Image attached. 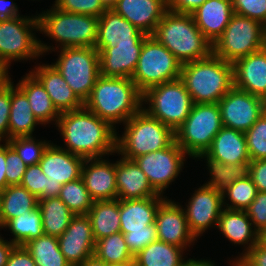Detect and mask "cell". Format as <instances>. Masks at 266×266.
<instances>
[{
    "instance_id": "9a60e30c",
    "label": "cell",
    "mask_w": 266,
    "mask_h": 266,
    "mask_svg": "<svg viewBox=\"0 0 266 266\" xmlns=\"http://www.w3.org/2000/svg\"><path fill=\"white\" fill-rule=\"evenodd\" d=\"M186 207L183 210L188 227L197 238L210 227H217L219 216L224 209L222 193L203 184L195 190Z\"/></svg>"
},
{
    "instance_id": "d6986e66",
    "label": "cell",
    "mask_w": 266,
    "mask_h": 266,
    "mask_svg": "<svg viewBox=\"0 0 266 266\" xmlns=\"http://www.w3.org/2000/svg\"><path fill=\"white\" fill-rule=\"evenodd\" d=\"M144 41L117 43L98 51L100 75L105 77L132 78Z\"/></svg>"
},
{
    "instance_id": "7c38bea8",
    "label": "cell",
    "mask_w": 266,
    "mask_h": 266,
    "mask_svg": "<svg viewBox=\"0 0 266 266\" xmlns=\"http://www.w3.org/2000/svg\"><path fill=\"white\" fill-rule=\"evenodd\" d=\"M58 49L60 50L59 57L52 65L84 103L100 76L98 51L93 47Z\"/></svg>"
},
{
    "instance_id": "7dc6e473",
    "label": "cell",
    "mask_w": 266,
    "mask_h": 266,
    "mask_svg": "<svg viewBox=\"0 0 266 266\" xmlns=\"http://www.w3.org/2000/svg\"><path fill=\"white\" fill-rule=\"evenodd\" d=\"M6 180L8 185H20L27 165L9 145H6Z\"/></svg>"
},
{
    "instance_id": "a7ac6f4b",
    "label": "cell",
    "mask_w": 266,
    "mask_h": 266,
    "mask_svg": "<svg viewBox=\"0 0 266 266\" xmlns=\"http://www.w3.org/2000/svg\"><path fill=\"white\" fill-rule=\"evenodd\" d=\"M261 240L266 244V236H261Z\"/></svg>"
},
{
    "instance_id": "03108f58",
    "label": "cell",
    "mask_w": 266,
    "mask_h": 266,
    "mask_svg": "<svg viewBox=\"0 0 266 266\" xmlns=\"http://www.w3.org/2000/svg\"><path fill=\"white\" fill-rule=\"evenodd\" d=\"M123 266H138L135 262L123 263Z\"/></svg>"
},
{
    "instance_id": "11a10c76",
    "label": "cell",
    "mask_w": 266,
    "mask_h": 266,
    "mask_svg": "<svg viewBox=\"0 0 266 266\" xmlns=\"http://www.w3.org/2000/svg\"><path fill=\"white\" fill-rule=\"evenodd\" d=\"M206 0H166L167 10L176 13L191 14Z\"/></svg>"
},
{
    "instance_id": "e0dca14e",
    "label": "cell",
    "mask_w": 266,
    "mask_h": 266,
    "mask_svg": "<svg viewBox=\"0 0 266 266\" xmlns=\"http://www.w3.org/2000/svg\"><path fill=\"white\" fill-rule=\"evenodd\" d=\"M183 208L179 203L166 198L157 210L155 224L159 241L185 250L187 246L195 243L196 238L188 227Z\"/></svg>"
},
{
    "instance_id": "1f68e13d",
    "label": "cell",
    "mask_w": 266,
    "mask_h": 266,
    "mask_svg": "<svg viewBox=\"0 0 266 266\" xmlns=\"http://www.w3.org/2000/svg\"><path fill=\"white\" fill-rule=\"evenodd\" d=\"M38 207V198L21 185H9L0 191V228L11 219Z\"/></svg>"
},
{
    "instance_id": "681fc988",
    "label": "cell",
    "mask_w": 266,
    "mask_h": 266,
    "mask_svg": "<svg viewBox=\"0 0 266 266\" xmlns=\"http://www.w3.org/2000/svg\"><path fill=\"white\" fill-rule=\"evenodd\" d=\"M125 242L133 256H136L150 243L157 241V227L152 230H138L124 234Z\"/></svg>"
},
{
    "instance_id": "83f0119b",
    "label": "cell",
    "mask_w": 266,
    "mask_h": 266,
    "mask_svg": "<svg viewBox=\"0 0 266 266\" xmlns=\"http://www.w3.org/2000/svg\"><path fill=\"white\" fill-rule=\"evenodd\" d=\"M217 228L232 243L244 245V247L247 244L244 253L234 261L239 260L261 240V235L254 228L247 212L243 210L224 208L219 216Z\"/></svg>"
},
{
    "instance_id": "ac0fdd59",
    "label": "cell",
    "mask_w": 266,
    "mask_h": 266,
    "mask_svg": "<svg viewBox=\"0 0 266 266\" xmlns=\"http://www.w3.org/2000/svg\"><path fill=\"white\" fill-rule=\"evenodd\" d=\"M85 158L72 154L64 147L49 144L39 162L42 172L57 190L60 186L81 178Z\"/></svg>"
},
{
    "instance_id": "2e32d148",
    "label": "cell",
    "mask_w": 266,
    "mask_h": 266,
    "mask_svg": "<svg viewBox=\"0 0 266 266\" xmlns=\"http://www.w3.org/2000/svg\"><path fill=\"white\" fill-rule=\"evenodd\" d=\"M95 244L87 214L74 215L68 228L58 237L59 249L71 266H77L94 255Z\"/></svg>"
},
{
    "instance_id": "be15d7a7",
    "label": "cell",
    "mask_w": 266,
    "mask_h": 266,
    "mask_svg": "<svg viewBox=\"0 0 266 266\" xmlns=\"http://www.w3.org/2000/svg\"><path fill=\"white\" fill-rule=\"evenodd\" d=\"M107 9H111L117 0H101Z\"/></svg>"
},
{
    "instance_id": "f907efd6",
    "label": "cell",
    "mask_w": 266,
    "mask_h": 266,
    "mask_svg": "<svg viewBox=\"0 0 266 266\" xmlns=\"http://www.w3.org/2000/svg\"><path fill=\"white\" fill-rule=\"evenodd\" d=\"M11 106V80L0 89V140H8V123Z\"/></svg>"
},
{
    "instance_id": "5b68a950",
    "label": "cell",
    "mask_w": 266,
    "mask_h": 266,
    "mask_svg": "<svg viewBox=\"0 0 266 266\" xmlns=\"http://www.w3.org/2000/svg\"><path fill=\"white\" fill-rule=\"evenodd\" d=\"M122 137L116 136V153L128 160L169 147L175 141V132L151 117L144 109L125 123Z\"/></svg>"
},
{
    "instance_id": "52a82bcc",
    "label": "cell",
    "mask_w": 266,
    "mask_h": 266,
    "mask_svg": "<svg viewBox=\"0 0 266 266\" xmlns=\"http://www.w3.org/2000/svg\"><path fill=\"white\" fill-rule=\"evenodd\" d=\"M39 31L38 17L17 16L0 20V64L10 67L11 62L38 58L48 51L58 50L41 43L33 30ZM55 49V50H54Z\"/></svg>"
},
{
    "instance_id": "60d3db41",
    "label": "cell",
    "mask_w": 266,
    "mask_h": 266,
    "mask_svg": "<svg viewBox=\"0 0 266 266\" xmlns=\"http://www.w3.org/2000/svg\"><path fill=\"white\" fill-rule=\"evenodd\" d=\"M256 186L250 176L238 179L222 192L223 207L232 210H243L250 206L257 194ZM226 197L230 203H226Z\"/></svg>"
},
{
    "instance_id": "5bb4252c",
    "label": "cell",
    "mask_w": 266,
    "mask_h": 266,
    "mask_svg": "<svg viewBox=\"0 0 266 266\" xmlns=\"http://www.w3.org/2000/svg\"><path fill=\"white\" fill-rule=\"evenodd\" d=\"M222 125L246 132L266 111L264 99L233 87L218 102Z\"/></svg>"
},
{
    "instance_id": "cb8c5ba5",
    "label": "cell",
    "mask_w": 266,
    "mask_h": 266,
    "mask_svg": "<svg viewBox=\"0 0 266 266\" xmlns=\"http://www.w3.org/2000/svg\"><path fill=\"white\" fill-rule=\"evenodd\" d=\"M147 36L113 9H107L99 17L94 48L101 51L104 47H114L117 43L144 41Z\"/></svg>"
},
{
    "instance_id": "89a4df30",
    "label": "cell",
    "mask_w": 266,
    "mask_h": 266,
    "mask_svg": "<svg viewBox=\"0 0 266 266\" xmlns=\"http://www.w3.org/2000/svg\"><path fill=\"white\" fill-rule=\"evenodd\" d=\"M261 236H266V230L261 234Z\"/></svg>"
},
{
    "instance_id": "c3c4849f",
    "label": "cell",
    "mask_w": 266,
    "mask_h": 266,
    "mask_svg": "<svg viewBox=\"0 0 266 266\" xmlns=\"http://www.w3.org/2000/svg\"><path fill=\"white\" fill-rule=\"evenodd\" d=\"M246 212L254 228L261 235L266 230V192H257Z\"/></svg>"
},
{
    "instance_id": "9c48e42d",
    "label": "cell",
    "mask_w": 266,
    "mask_h": 266,
    "mask_svg": "<svg viewBox=\"0 0 266 266\" xmlns=\"http://www.w3.org/2000/svg\"><path fill=\"white\" fill-rule=\"evenodd\" d=\"M142 102L149 103L148 108L142 109L174 132L184 123L194 104L180 79L149 88L143 93Z\"/></svg>"
},
{
    "instance_id": "74e56055",
    "label": "cell",
    "mask_w": 266,
    "mask_h": 266,
    "mask_svg": "<svg viewBox=\"0 0 266 266\" xmlns=\"http://www.w3.org/2000/svg\"><path fill=\"white\" fill-rule=\"evenodd\" d=\"M2 228H8L13 234L14 237L10 241L14 245L24 246L30 240L44 234L42 216L38 207L9 220Z\"/></svg>"
},
{
    "instance_id": "003e7915",
    "label": "cell",
    "mask_w": 266,
    "mask_h": 266,
    "mask_svg": "<svg viewBox=\"0 0 266 266\" xmlns=\"http://www.w3.org/2000/svg\"><path fill=\"white\" fill-rule=\"evenodd\" d=\"M107 266H123V264H107Z\"/></svg>"
},
{
    "instance_id": "db71d44e",
    "label": "cell",
    "mask_w": 266,
    "mask_h": 266,
    "mask_svg": "<svg viewBox=\"0 0 266 266\" xmlns=\"http://www.w3.org/2000/svg\"><path fill=\"white\" fill-rule=\"evenodd\" d=\"M5 266H36V264L24 246L15 245Z\"/></svg>"
},
{
    "instance_id": "816d5d0a",
    "label": "cell",
    "mask_w": 266,
    "mask_h": 266,
    "mask_svg": "<svg viewBox=\"0 0 266 266\" xmlns=\"http://www.w3.org/2000/svg\"><path fill=\"white\" fill-rule=\"evenodd\" d=\"M238 261L243 266H266V244L260 240Z\"/></svg>"
},
{
    "instance_id": "6f0895ef",
    "label": "cell",
    "mask_w": 266,
    "mask_h": 266,
    "mask_svg": "<svg viewBox=\"0 0 266 266\" xmlns=\"http://www.w3.org/2000/svg\"><path fill=\"white\" fill-rule=\"evenodd\" d=\"M5 144H0V191L8 187L9 185L7 184L6 180V145L7 140H4ZM1 143V140H0Z\"/></svg>"
},
{
    "instance_id": "f1b7e54d",
    "label": "cell",
    "mask_w": 266,
    "mask_h": 266,
    "mask_svg": "<svg viewBox=\"0 0 266 266\" xmlns=\"http://www.w3.org/2000/svg\"><path fill=\"white\" fill-rule=\"evenodd\" d=\"M206 153L224 164L250 162L245 132L222 127Z\"/></svg>"
},
{
    "instance_id": "94428289",
    "label": "cell",
    "mask_w": 266,
    "mask_h": 266,
    "mask_svg": "<svg viewBox=\"0 0 266 266\" xmlns=\"http://www.w3.org/2000/svg\"><path fill=\"white\" fill-rule=\"evenodd\" d=\"M77 266H107V264L94 254Z\"/></svg>"
},
{
    "instance_id": "8d00e7d4",
    "label": "cell",
    "mask_w": 266,
    "mask_h": 266,
    "mask_svg": "<svg viewBox=\"0 0 266 266\" xmlns=\"http://www.w3.org/2000/svg\"><path fill=\"white\" fill-rule=\"evenodd\" d=\"M24 247L36 266H71L59 249L58 237L43 234L27 242Z\"/></svg>"
},
{
    "instance_id": "b9f144b4",
    "label": "cell",
    "mask_w": 266,
    "mask_h": 266,
    "mask_svg": "<svg viewBox=\"0 0 266 266\" xmlns=\"http://www.w3.org/2000/svg\"><path fill=\"white\" fill-rule=\"evenodd\" d=\"M7 143L16 151L27 166L39 164L44 151L50 144L46 140L38 141L33 136L14 137L8 139Z\"/></svg>"
},
{
    "instance_id": "e575fe53",
    "label": "cell",
    "mask_w": 266,
    "mask_h": 266,
    "mask_svg": "<svg viewBox=\"0 0 266 266\" xmlns=\"http://www.w3.org/2000/svg\"><path fill=\"white\" fill-rule=\"evenodd\" d=\"M195 158H206V165L208 166L211 178L209 179L210 181L205 184L215 188L221 193L236 180L244 179L249 176L250 162L230 165L224 164L209 156L206 152L197 155Z\"/></svg>"
},
{
    "instance_id": "91938a15",
    "label": "cell",
    "mask_w": 266,
    "mask_h": 266,
    "mask_svg": "<svg viewBox=\"0 0 266 266\" xmlns=\"http://www.w3.org/2000/svg\"><path fill=\"white\" fill-rule=\"evenodd\" d=\"M181 266H216L213 261L210 260H194V259H189V260H184Z\"/></svg>"
},
{
    "instance_id": "484cf974",
    "label": "cell",
    "mask_w": 266,
    "mask_h": 266,
    "mask_svg": "<svg viewBox=\"0 0 266 266\" xmlns=\"http://www.w3.org/2000/svg\"><path fill=\"white\" fill-rule=\"evenodd\" d=\"M30 72L44 86L55 108L60 113L76 110L84 106V103L77 97L52 64L35 66V70Z\"/></svg>"
},
{
    "instance_id": "4dcf8cb0",
    "label": "cell",
    "mask_w": 266,
    "mask_h": 266,
    "mask_svg": "<svg viewBox=\"0 0 266 266\" xmlns=\"http://www.w3.org/2000/svg\"><path fill=\"white\" fill-rule=\"evenodd\" d=\"M41 123L31 110L26 95L14 86L11 80V106L8 123V139L14 137L32 136L36 125Z\"/></svg>"
},
{
    "instance_id": "e7e4bbea",
    "label": "cell",
    "mask_w": 266,
    "mask_h": 266,
    "mask_svg": "<svg viewBox=\"0 0 266 266\" xmlns=\"http://www.w3.org/2000/svg\"><path fill=\"white\" fill-rule=\"evenodd\" d=\"M231 266H243L238 260L237 261H232L230 262Z\"/></svg>"
},
{
    "instance_id": "f5cc1de1",
    "label": "cell",
    "mask_w": 266,
    "mask_h": 266,
    "mask_svg": "<svg viewBox=\"0 0 266 266\" xmlns=\"http://www.w3.org/2000/svg\"><path fill=\"white\" fill-rule=\"evenodd\" d=\"M249 176L258 192H266V159L250 161Z\"/></svg>"
},
{
    "instance_id": "6125c7cd",
    "label": "cell",
    "mask_w": 266,
    "mask_h": 266,
    "mask_svg": "<svg viewBox=\"0 0 266 266\" xmlns=\"http://www.w3.org/2000/svg\"><path fill=\"white\" fill-rule=\"evenodd\" d=\"M8 69L10 68L0 64V89L11 80V77L8 75Z\"/></svg>"
},
{
    "instance_id": "ba28073f",
    "label": "cell",
    "mask_w": 266,
    "mask_h": 266,
    "mask_svg": "<svg viewBox=\"0 0 266 266\" xmlns=\"http://www.w3.org/2000/svg\"><path fill=\"white\" fill-rule=\"evenodd\" d=\"M222 127L218 103L193 104L189 116L175 131V142L195 159L210 148Z\"/></svg>"
},
{
    "instance_id": "d590c367",
    "label": "cell",
    "mask_w": 266,
    "mask_h": 266,
    "mask_svg": "<svg viewBox=\"0 0 266 266\" xmlns=\"http://www.w3.org/2000/svg\"><path fill=\"white\" fill-rule=\"evenodd\" d=\"M183 251L179 246L157 240L134 256V262L138 266H181Z\"/></svg>"
},
{
    "instance_id": "9f6ffc18",
    "label": "cell",
    "mask_w": 266,
    "mask_h": 266,
    "mask_svg": "<svg viewBox=\"0 0 266 266\" xmlns=\"http://www.w3.org/2000/svg\"><path fill=\"white\" fill-rule=\"evenodd\" d=\"M19 15L18 7L13 0H0V20L11 19Z\"/></svg>"
},
{
    "instance_id": "7bdbcfd3",
    "label": "cell",
    "mask_w": 266,
    "mask_h": 266,
    "mask_svg": "<svg viewBox=\"0 0 266 266\" xmlns=\"http://www.w3.org/2000/svg\"><path fill=\"white\" fill-rule=\"evenodd\" d=\"M20 185L34 194L38 200L56 195V189L50 184L39 164L27 166Z\"/></svg>"
},
{
    "instance_id": "ffe728a7",
    "label": "cell",
    "mask_w": 266,
    "mask_h": 266,
    "mask_svg": "<svg viewBox=\"0 0 266 266\" xmlns=\"http://www.w3.org/2000/svg\"><path fill=\"white\" fill-rule=\"evenodd\" d=\"M81 179L94 201L117 199L116 162L102 157L85 159Z\"/></svg>"
},
{
    "instance_id": "680465c9",
    "label": "cell",
    "mask_w": 266,
    "mask_h": 266,
    "mask_svg": "<svg viewBox=\"0 0 266 266\" xmlns=\"http://www.w3.org/2000/svg\"><path fill=\"white\" fill-rule=\"evenodd\" d=\"M14 244L11 241L4 240L0 235V266H5L11 251L14 248Z\"/></svg>"
},
{
    "instance_id": "ee69618b",
    "label": "cell",
    "mask_w": 266,
    "mask_h": 266,
    "mask_svg": "<svg viewBox=\"0 0 266 266\" xmlns=\"http://www.w3.org/2000/svg\"><path fill=\"white\" fill-rule=\"evenodd\" d=\"M245 139L251 161L266 159V111L245 132Z\"/></svg>"
},
{
    "instance_id": "44dd1931",
    "label": "cell",
    "mask_w": 266,
    "mask_h": 266,
    "mask_svg": "<svg viewBox=\"0 0 266 266\" xmlns=\"http://www.w3.org/2000/svg\"><path fill=\"white\" fill-rule=\"evenodd\" d=\"M234 87L266 99V46L233 63Z\"/></svg>"
},
{
    "instance_id": "f546056e",
    "label": "cell",
    "mask_w": 266,
    "mask_h": 266,
    "mask_svg": "<svg viewBox=\"0 0 266 266\" xmlns=\"http://www.w3.org/2000/svg\"><path fill=\"white\" fill-rule=\"evenodd\" d=\"M16 86L26 95L32 113L42 125L51 121L57 123L61 113L55 108L44 86L30 71Z\"/></svg>"
},
{
    "instance_id": "836d02e7",
    "label": "cell",
    "mask_w": 266,
    "mask_h": 266,
    "mask_svg": "<svg viewBox=\"0 0 266 266\" xmlns=\"http://www.w3.org/2000/svg\"><path fill=\"white\" fill-rule=\"evenodd\" d=\"M38 208L42 216L43 232L46 235L60 237L74 217L57 195L39 199Z\"/></svg>"
},
{
    "instance_id": "d6a6232c",
    "label": "cell",
    "mask_w": 266,
    "mask_h": 266,
    "mask_svg": "<svg viewBox=\"0 0 266 266\" xmlns=\"http://www.w3.org/2000/svg\"><path fill=\"white\" fill-rule=\"evenodd\" d=\"M87 215L95 241L120 232L119 199L94 201Z\"/></svg>"
},
{
    "instance_id": "bcb514c9",
    "label": "cell",
    "mask_w": 266,
    "mask_h": 266,
    "mask_svg": "<svg viewBox=\"0 0 266 266\" xmlns=\"http://www.w3.org/2000/svg\"><path fill=\"white\" fill-rule=\"evenodd\" d=\"M235 14L254 19L266 26V0H232Z\"/></svg>"
},
{
    "instance_id": "f35d334b",
    "label": "cell",
    "mask_w": 266,
    "mask_h": 266,
    "mask_svg": "<svg viewBox=\"0 0 266 266\" xmlns=\"http://www.w3.org/2000/svg\"><path fill=\"white\" fill-rule=\"evenodd\" d=\"M94 254L106 264L134 262L121 231L97 240Z\"/></svg>"
},
{
    "instance_id": "30bf717a",
    "label": "cell",
    "mask_w": 266,
    "mask_h": 266,
    "mask_svg": "<svg viewBox=\"0 0 266 266\" xmlns=\"http://www.w3.org/2000/svg\"><path fill=\"white\" fill-rule=\"evenodd\" d=\"M265 46V26L257 20L234 13L222 35L213 44V54L233 64Z\"/></svg>"
},
{
    "instance_id": "ab89813d",
    "label": "cell",
    "mask_w": 266,
    "mask_h": 266,
    "mask_svg": "<svg viewBox=\"0 0 266 266\" xmlns=\"http://www.w3.org/2000/svg\"><path fill=\"white\" fill-rule=\"evenodd\" d=\"M56 195L74 215L88 214L94 203L81 178L60 186Z\"/></svg>"
},
{
    "instance_id": "4fadbf2b",
    "label": "cell",
    "mask_w": 266,
    "mask_h": 266,
    "mask_svg": "<svg viewBox=\"0 0 266 266\" xmlns=\"http://www.w3.org/2000/svg\"><path fill=\"white\" fill-rule=\"evenodd\" d=\"M185 155L186 153L174 141L169 147L138 156L134 161L145 173L152 188L159 195H163L182 171Z\"/></svg>"
},
{
    "instance_id": "4316f807",
    "label": "cell",
    "mask_w": 266,
    "mask_h": 266,
    "mask_svg": "<svg viewBox=\"0 0 266 266\" xmlns=\"http://www.w3.org/2000/svg\"><path fill=\"white\" fill-rule=\"evenodd\" d=\"M116 184L119 200L159 196L134 160L121 157L116 161Z\"/></svg>"
},
{
    "instance_id": "7a4b0ae2",
    "label": "cell",
    "mask_w": 266,
    "mask_h": 266,
    "mask_svg": "<svg viewBox=\"0 0 266 266\" xmlns=\"http://www.w3.org/2000/svg\"><path fill=\"white\" fill-rule=\"evenodd\" d=\"M142 99L143 94L131 78L100 75L84 106L115 128L143 108Z\"/></svg>"
},
{
    "instance_id": "6da1fadb",
    "label": "cell",
    "mask_w": 266,
    "mask_h": 266,
    "mask_svg": "<svg viewBox=\"0 0 266 266\" xmlns=\"http://www.w3.org/2000/svg\"><path fill=\"white\" fill-rule=\"evenodd\" d=\"M57 126L72 154L89 159L116 153V129L85 106L61 113Z\"/></svg>"
},
{
    "instance_id": "d4e9b609",
    "label": "cell",
    "mask_w": 266,
    "mask_h": 266,
    "mask_svg": "<svg viewBox=\"0 0 266 266\" xmlns=\"http://www.w3.org/2000/svg\"><path fill=\"white\" fill-rule=\"evenodd\" d=\"M233 14L232 0H206L191 13L195 24L212 45L222 35Z\"/></svg>"
},
{
    "instance_id": "603a6c76",
    "label": "cell",
    "mask_w": 266,
    "mask_h": 266,
    "mask_svg": "<svg viewBox=\"0 0 266 266\" xmlns=\"http://www.w3.org/2000/svg\"><path fill=\"white\" fill-rule=\"evenodd\" d=\"M167 197L159 195L143 199L119 200L120 231L123 234L138 230H152L157 210Z\"/></svg>"
},
{
    "instance_id": "f6af8a7d",
    "label": "cell",
    "mask_w": 266,
    "mask_h": 266,
    "mask_svg": "<svg viewBox=\"0 0 266 266\" xmlns=\"http://www.w3.org/2000/svg\"><path fill=\"white\" fill-rule=\"evenodd\" d=\"M53 4L60 11L100 17L107 8L101 0H55Z\"/></svg>"
},
{
    "instance_id": "8992f818",
    "label": "cell",
    "mask_w": 266,
    "mask_h": 266,
    "mask_svg": "<svg viewBox=\"0 0 266 266\" xmlns=\"http://www.w3.org/2000/svg\"><path fill=\"white\" fill-rule=\"evenodd\" d=\"M37 17L40 33L43 32L58 42L60 48L95 47L98 17L67 13L60 11L54 5Z\"/></svg>"
},
{
    "instance_id": "277c9868",
    "label": "cell",
    "mask_w": 266,
    "mask_h": 266,
    "mask_svg": "<svg viewBox=\"0 0 266 266\" xmlns=\"http://www.w3.org/2000/svg\"><path fill=\"white\" fill-rule=\"evenodd\" d=\"M194 104L218 103L234 87L233 64L213 53L181 67L180 78Z\"/></svg>"
},
{
    "instance_id": "3957f363",
    "label": "cell",
    "mask_w": 266,
    "mask_h": 266,
    "mask_svg": "<svg viewBox=\"0 0 266 266\" xmlns=\"http://www.w3.org/2000/svg\"><path fill=\"white\" fill-rule=\"evenodd\" d=\"M152 36L182 65L213 53L212 43L199 30L191 14L167 10Z\"/></svg>"
},
{
    "instance_id": "7402d4cb",
    "label": "cell",
    "mask_w": 266,
    "mask_h": 266,
    "mask_svg": "<svg viewBox=\"0 0 266 266\" xmlns=\"http://www.w3.org/2000/svg\"><path fill=\"white\" fill-rule=\"evenodd\" d=\"M146 35H152L167 11L166 0H117L111 8Z\"/></svg>"
},
{
    "instance_id": "8fae6325",
    "label": "cell",
    "mask_w": 266,
    "mask_h": 266,
    "mask_svg": "<svg viewBox=\"0 0 266 266\" xmlns=\"http://www.w3.org/2000/svg\"><path fill=\"white\" fill-rule=\"evenodd\" d=\"M182 64L152 35H148L132 76L137 89L143 94L156 85L180 78Z\"/></svg>"
}]
</instances>
